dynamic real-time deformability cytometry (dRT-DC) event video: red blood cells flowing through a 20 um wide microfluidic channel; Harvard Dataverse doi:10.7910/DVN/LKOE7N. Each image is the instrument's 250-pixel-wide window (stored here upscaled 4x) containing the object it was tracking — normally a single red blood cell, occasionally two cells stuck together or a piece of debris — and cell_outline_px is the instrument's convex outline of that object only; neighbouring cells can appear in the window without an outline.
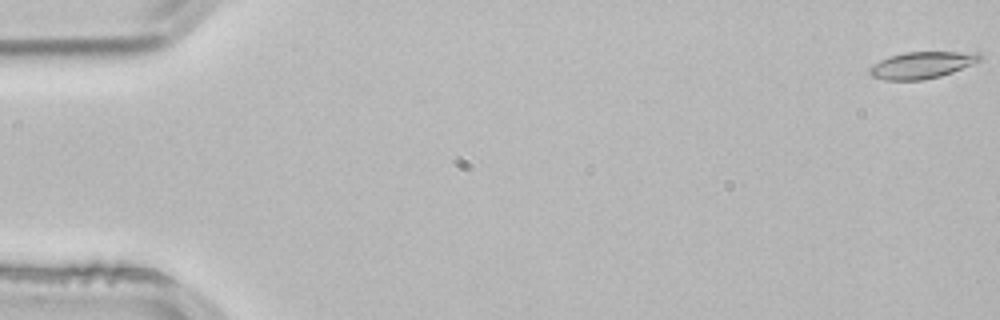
{"species": "common noctule bat (a hibernating species)", "species_latin": "Nyctalus noctula", "temperature_condition": "room temperature", "stored_images_in_passage": 5, "camera_frame_rate_fps": 3000, "um_per_image_px": 0.085, "animal": {"sex": "male", "body_mass_g": 21.5, "forearm_length_mm": 52.0}, "frame": {"image": 1, "passage_image": 1, "time_ms": 0.0, "image_size_px": [1000, 320], "cell_outline_px": [[984, 56], [980, 60], [972, 64], [952, 72], [940, 76], [920, 80], [884, 80], [872, 76], [868, 72], [868, 68], [880, 60], [888, 56], [908, 52], [980, 52]], "centroid_in_image_um": [78.36, 5.52], "position_along_channel_um": 6.6, "area_um2": 17.17}}